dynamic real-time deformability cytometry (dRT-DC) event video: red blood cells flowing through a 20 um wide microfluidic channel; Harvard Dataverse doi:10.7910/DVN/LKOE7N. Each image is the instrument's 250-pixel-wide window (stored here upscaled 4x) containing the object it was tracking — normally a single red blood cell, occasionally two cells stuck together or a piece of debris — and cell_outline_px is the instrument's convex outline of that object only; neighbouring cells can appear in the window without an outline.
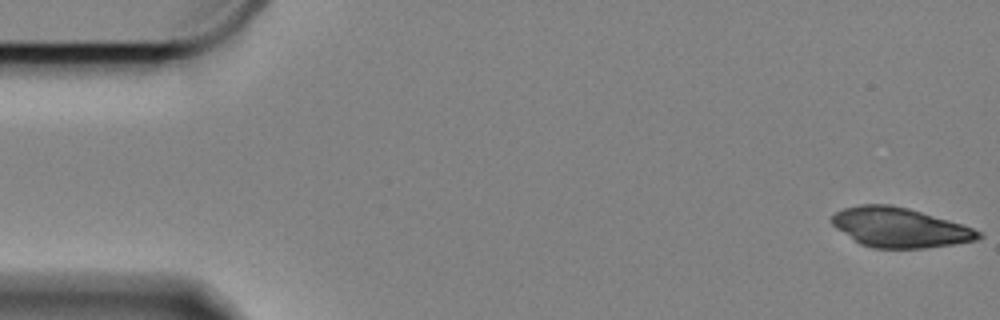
{"species": "Egyptian fruit bat (a non-hibernating species)", "species_latin": "Rousettus aegyptiacus", "temperature_condition": "cold", "stored_images_in_passage": 59, "camera_frame_rate_fps": 3000, "um_per_image_px": 0.085, "animal": {"sex": "female"}, "frame": {"image": 1, "passage_image": 1, "time_ms": 0.0, "image_size_px": [1000, 320], "cell_outline_px": [[984, 236], [976, 240], [952, 244], [924, 248], [872, 248], [860, 244], [836, 228], [832, 224], [832, 216], [836, 212], [844, 208], [864, 204], [888, 204], [908, 208], [948, 220], [972, 228], [980, 232]], "centroid_in_image_um": [76.45, 19.34], "position_along_channel_um": 8.5, "area_um2": 33.47}}
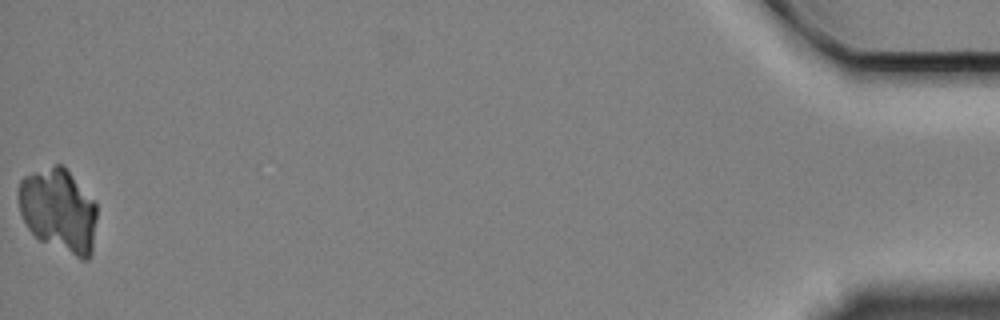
{"frame": {"image": 2, "passage_image": 59, "time_ms": 19.333, "image_size_px": [1000, 320], "cell_outline_px": [[96, 220], [92, 252], [88, 260], [80, 260], [40, 240], [28, 228], [20, 212], [20, 180], [24, 176], [56, 164], [64, 164], [96, 200]], "centroid_in_image_um": [5.04, 17.88], "position_along_channel_um": 430.2, "area_um2": 38.49}}